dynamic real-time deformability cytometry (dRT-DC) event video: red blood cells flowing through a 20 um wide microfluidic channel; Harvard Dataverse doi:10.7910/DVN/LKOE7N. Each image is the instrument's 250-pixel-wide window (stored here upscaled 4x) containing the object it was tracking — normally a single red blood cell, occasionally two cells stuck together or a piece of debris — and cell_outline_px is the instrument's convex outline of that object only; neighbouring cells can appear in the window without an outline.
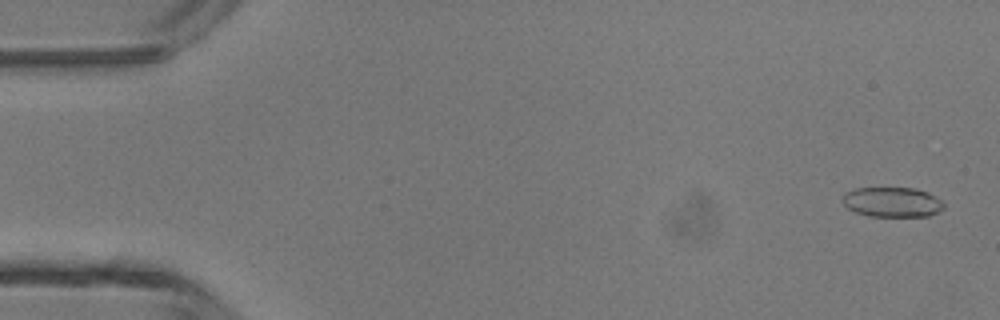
{"species": "common noctule bat (a hibernating species)", "species_latin": "Nyctalus noctula", "temperature_condition": "room temperature", "stored_images_in_passage": 47, "camera_frame_rate_fps": 3000, "um_per_image_px": 0.085, "animal": {"sex": "male", "body_mass_g": 13.3}, "frame": {"image": 1, "passage_image": 2, "time_ms": 0.333, "image_size_px": [1000, 320], "cell_outline_px": [[944, 208], [928, 216], [868, 216], [856, 212], [848, 208], [840, 200], [844, 192], [856, 188], [916, 188], [928, 192], [936, 196], [944, 204]], "centroid_in_image_um": [75.81, 17.17], "position_along_channel_um": 9.2, "area_um2": 17.74}}
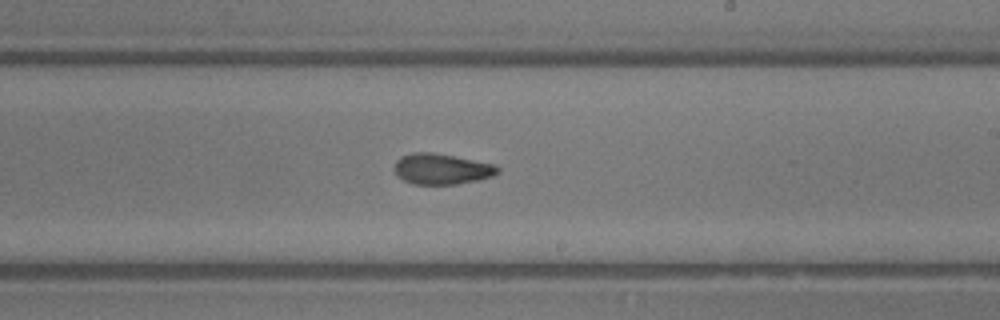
{"frame": {"image": 2, "passage_image": 28, "time_ms": 9.0, "image_size_px": [1000, 320], "cell_outline_px": [[500, 172], [492, 176], [480, 180], [456, 184], [412, 184], [396, 176], [392, 168], [396, 160], [400, 156], [412, 152], [432, 152], [496, 164], [500, 168]], "centroid_in_image_um": [37.52, 14.36], "position_along_channel_um": 251.5, "area_um2": 18.84}}
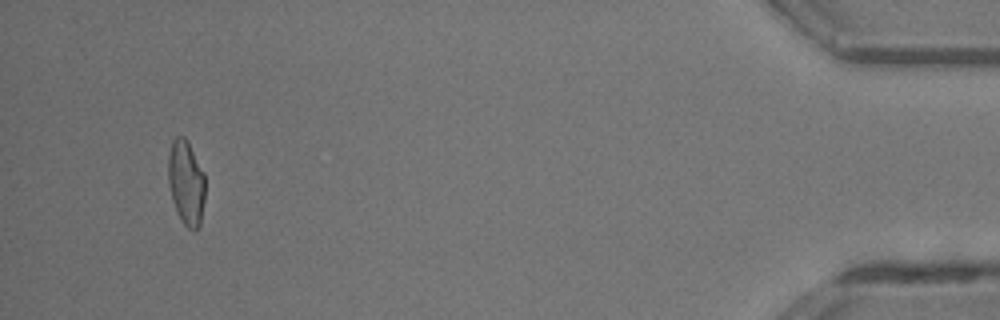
{"frame": {"image": 3, "passage_image": 45, "time_ms": 14.667, "image_size_px": [1000, 320], "cell_outline_px": [[204, 200], [200, 224], [196, 232], [188, 228], [184, 224], [176, 212], [172, 200], [168, 184], [168, 156], [172, 140], [176, 136], [184, 136], [204, 172]], "centroid_in_image_um": [15.8, 15.55], "position_along_channel_um": 419.4, "area_um2": 18.26}, "authors_computed_cell_mechanics": {"area_um2": 18.4382, "velocity_mm_per_s": 4.3767, "shape_relaxation_time_tau1_ms": null, "shape_relaxation_time_tau2_ms": 2.6634, "deformation_change_tau1": null, "deformation_change_tau2": 0.0986}}